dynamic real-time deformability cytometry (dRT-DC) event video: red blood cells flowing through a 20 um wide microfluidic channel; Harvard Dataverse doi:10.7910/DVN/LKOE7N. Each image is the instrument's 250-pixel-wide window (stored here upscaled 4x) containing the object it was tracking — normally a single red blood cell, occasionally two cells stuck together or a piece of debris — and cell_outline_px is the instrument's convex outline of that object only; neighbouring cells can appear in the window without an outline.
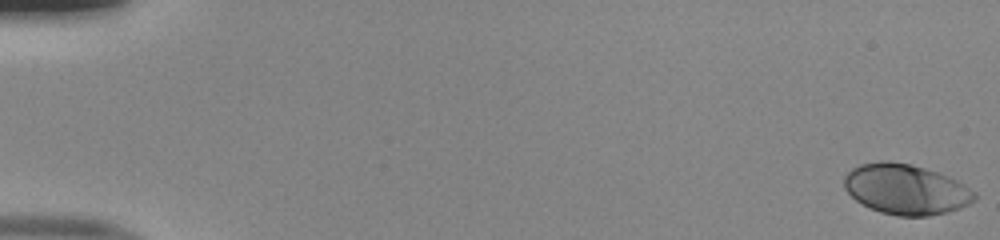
{"species": "human", "species_latin": "Homo sapiens", "temperature_condition": "room temperature", "stored_images_in_passage": 18, "camera_frame_rate_fps": 3000, "um_per_image_px": 0.085, "donor": {"sex": "male"}, "frame": {"image": 1, "passage_image": 1, "time_ms": 0.0, "image_size_px": [1000, 240], "cell_outline_px": [[976, 200], [960, 208], [928, 216], [900, 216], [880, 212], [856, 200], [844, 188], [844, 176], [852, 168], [860, 164], [880, 160], [888, 160], [912, 164], [948, 176], [956, 180], [976, 192]], "centroid_in_image_um": [76.99, 16.07], "position_along_channel_um": 8.0, "area_um2": 38.09}}
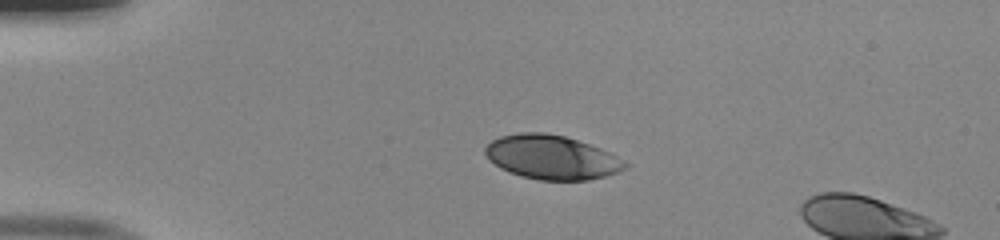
{"frame": {"image": 2, "passage_image": 13, "time_ms": 4.0, "image_size_px": [1000, 240], "cell_outline_px": [[628, 164], [624, 168], [616, 172], [604, 176], [588, 180], [540, 180], [520, 176], [508, 172], [500, 168], [488, 160], [484, 152], [484, 148], [492, 140], [500, 136], [520, 132], [544, 132], [564, 136], [600, 148], [608, 152]], "centroid_in_image_um": [46.81, 13.36], "position_along_channel_um": 38.2, "area_um2": 35.72}}